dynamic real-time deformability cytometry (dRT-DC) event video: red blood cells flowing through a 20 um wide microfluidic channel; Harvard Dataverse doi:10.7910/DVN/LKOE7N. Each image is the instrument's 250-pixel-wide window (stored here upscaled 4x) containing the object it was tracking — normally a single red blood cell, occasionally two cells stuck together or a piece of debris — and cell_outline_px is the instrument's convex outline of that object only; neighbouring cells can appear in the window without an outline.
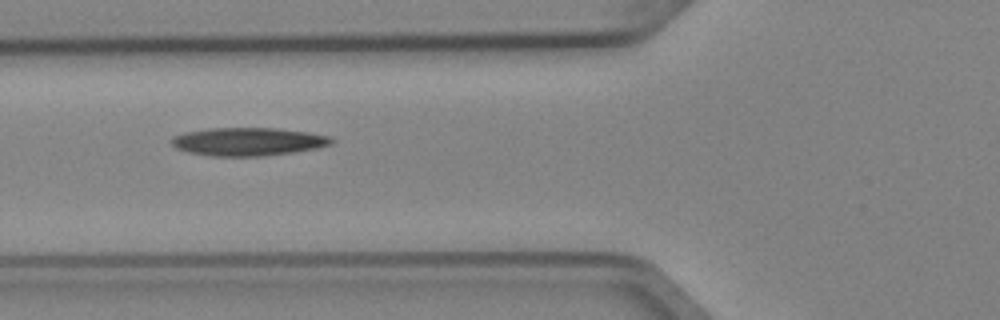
{"species": "Egyptian fruit bat (a non-hibernating species)", "species_latin": "Rousettus aegyptiacus", "temperature_condition": "cold", "stored_images_in_passage": 8, "camera_frame_rate_fps": 3000, "um_per_image_px": 0.085, "animal": {"sex": "female"}, "frame": {"image": 1, "passage_image": 6, "time_ms": 1.667, "image_size_px": [1000, 320], "cell_outline_px": [[336, 140], [332, 144], [316, 148], [292, 152], [260, 156], [212, 156], [188, 152], [176, 148], [172, 144], [172, 136], [184, 132], [208, 128], [276, 128], [308, 132], [328, 136]], "centroid_in_image_um": [21.07, 12.03], "position_along_channel_um": 104.7, "area_um2": 26.18}}
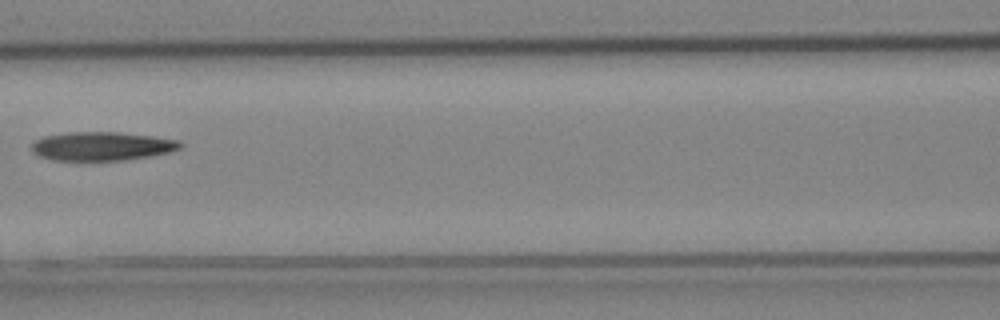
{"frame": {"image": 2, "passage_image": 7, "time_ms": 2.0, "image_size_px": [1000, 320], "cell_outline_px": [[184, 144], [180, 148], [168, 152], [148, 156], [124, 160], [52, 160], [40, 156], [32, 152], [32, 144], [36, 140], [44, 136], [68, 132], [120, 132], [152, 136], [180, 140]], "centroid_in_image_um": [8.66, 12.42], "position_along_channel_um": 157.9, "area_um2": 24.8}}